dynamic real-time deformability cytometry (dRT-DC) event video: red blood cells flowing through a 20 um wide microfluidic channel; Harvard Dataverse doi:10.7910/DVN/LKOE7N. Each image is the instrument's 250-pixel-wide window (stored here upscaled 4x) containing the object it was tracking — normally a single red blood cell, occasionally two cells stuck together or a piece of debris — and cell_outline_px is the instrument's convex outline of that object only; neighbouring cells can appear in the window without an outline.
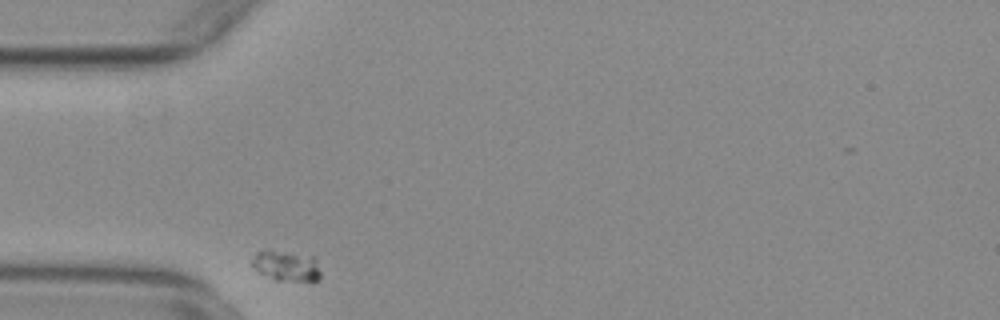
{"species": "common noctule bat (a hibernating species)", "species_latin": "Nyctalus noctula", "temperature_condition": "warm", "stored_images_in_passage": 11, "camera_frame_rate_fps": 3000, "um_per_image_px": 0.085, "animal": {"sex": "female", "body_mass_g": 29.2, "forearm_length_mm": 56.3}, "frame": {"image": 1, "passage_image": 1, "time_ms": 0.0, "image_size_px": [1000, 320], "cell_outline_px": [[320, 280], [276, 280], [260, 272], [252, 264], [252, 256], [256, 252], [284, 252], [312, 256], [316, 260], [320, 272]], "centroid_in_image_um": [24.37, 22.61], "position_along_channel_um": 60.6, "area_um2": 11.56}}
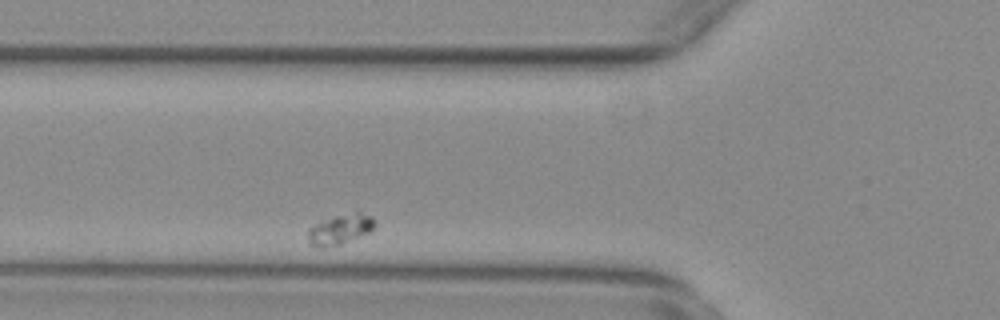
{"frame": {"image": 2, "passage_image": 5, "time_ms": 1.333, "image_size_px": [1000, 320], "cell_outline_px": [[376, 224], [368, 232], [340, 244], [320, 248], [316, 248], [308, 244], [308, 228], [316, 224], [336, 216], [356, 212], [360, 212], [372, 216]], "centroid_in_image_um": [28.88, 19.51], "position_along_channel_um": 96.9, "area_um2": 11.44}}
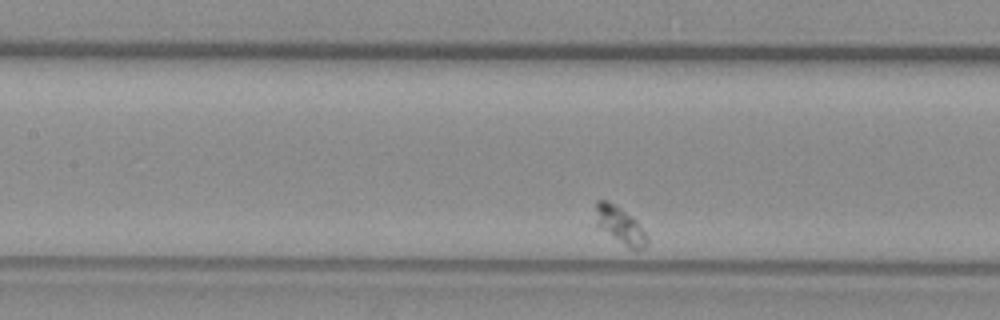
{"frame": {"image": 3, "passage_image": 11, "time_ms": 3.333, "image_size_px": [1000, 320], "cell_outline_px": [[648, 244], [644, 248], [636, 252], [628, 248], [600, 228], [596, 224], [596, 200], [608, 200], [632, 216], [640, 224], [648, 236]], "centroid_in_image_um": [52.76, 19.18], "position_along_channel_um": 154.6, "area_um2": 11.27}}